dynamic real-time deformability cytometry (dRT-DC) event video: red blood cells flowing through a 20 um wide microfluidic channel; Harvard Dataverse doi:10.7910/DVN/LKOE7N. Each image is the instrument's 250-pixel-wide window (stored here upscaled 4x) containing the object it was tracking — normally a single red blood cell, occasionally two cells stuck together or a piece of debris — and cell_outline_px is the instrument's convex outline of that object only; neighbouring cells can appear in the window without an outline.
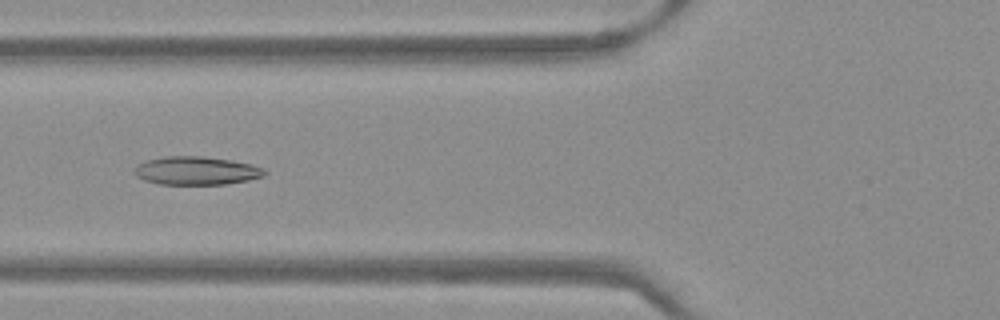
{"species": "Egyptian fruit bat (a non-hibernating species)", "species_latin": "Rousettus aegyptiacus", "temperature_condition": "warm", "stored_images_in_passage": 51, "camera_frame_rate_fps": 3000, "um_per_image_px": 0.085, "frame": {"image": 1, "passage_image": 20, "time_ms": 6.333, "image_size_px": [1000, 320], "cell_outline_px": [[268, 172], [264, 176], [248, 180], [224, 184], [160, 184], [144, 180], [136, 176], [132, 172], [136, 164], [144, 160], [164, 156], [204, 156], [252, 164], [264, 168]], "centroid_in_image_um": [16.65, 14.5], "position_along_channel_um": 109.2, "area_um2": 21.68}}
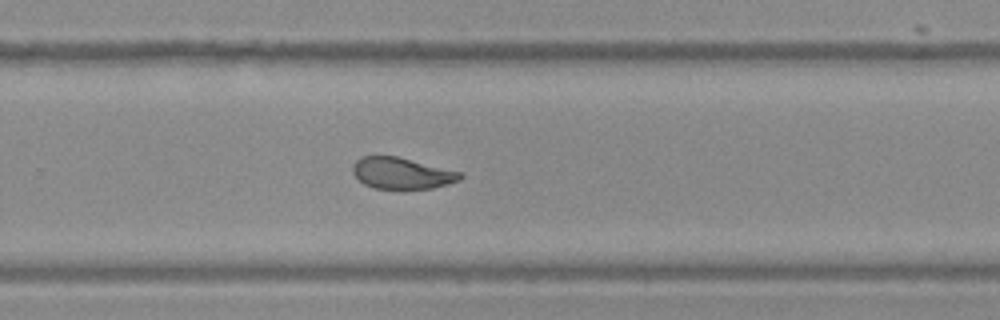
{"frame": {"image": 2, "passage_image": 34, "time_ms": 11.0, "image_size_px": [1000, 320], "cell_outline_px": [[464, 176], [460, 180], [448, 184], [432, 188], [372, 188], [364, 184], [352, 172], [352, 164], [360, 156], [396, 156], [460, 172]], "centroid_in_image_um": [34.12, 14.72], "position_along_channel_um": 295.7, "area_um2": 19.42}}
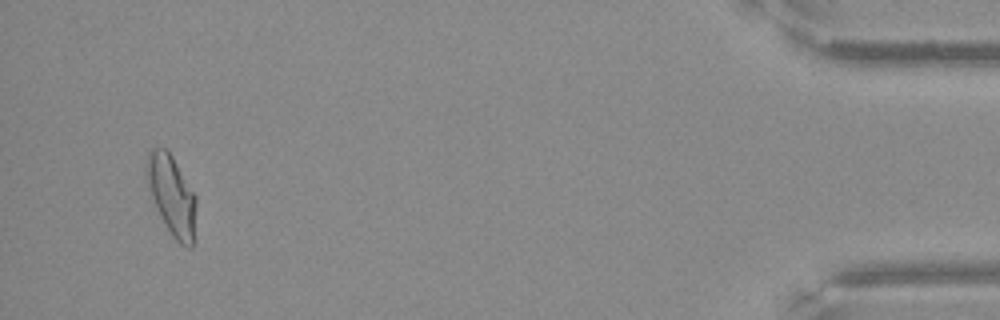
{"frame": {"image": 3, "passage_image": 49, "time_ms": 16.0, "image_size_px": [1000, 320], "cell_outline_px": [[196, 204], [192, 248], [188, 248], [180, 244], [172, 236], [144, 180], [144, 168], [148, 152], [152, 148], [164, 148], [172, 156], [196, 196]], "centroid_in_image_um": [14.57, 16.56], "position_along_channel_um": 420.6, "area_um2": 22.77}}